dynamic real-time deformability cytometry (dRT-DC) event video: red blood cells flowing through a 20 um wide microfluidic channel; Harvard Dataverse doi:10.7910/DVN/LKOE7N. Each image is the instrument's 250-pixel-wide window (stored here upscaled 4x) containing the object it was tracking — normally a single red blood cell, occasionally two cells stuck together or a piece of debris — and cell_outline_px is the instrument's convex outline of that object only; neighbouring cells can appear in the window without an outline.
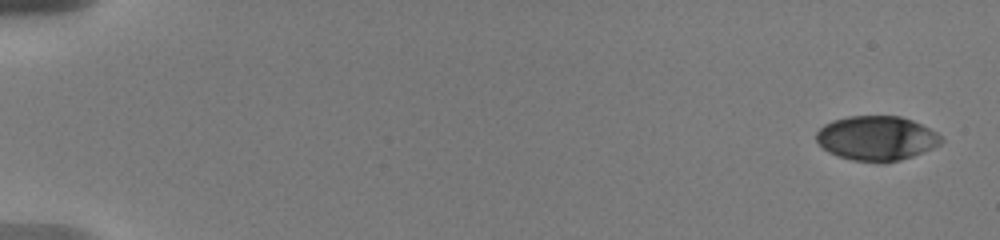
{"species": "human", "species_latin": "Homo sapiens", "temperature_condition": "warm", "stored_images_in_passage": 12, "camera_frame_rate_fps": 3000, "um_per_image_px": 0.085, "donor": {"sex": "male"}, "frame": {"image": 1, "passage_image": 1, "time_ms": 0.0, "image_size_px": [1000, 240], "cell_outline_px": [[944, 140], [940, 144], [932, 148], [912, 156], [900, 160], [884, 164], [880, 164], [852, 160], [828, 152], [816, 140], [816, 132], [824, 124], [832, 120], [848, 116], [900, 116], [912, 120], [936, 132]], "centroid_in_image_um": [74.49, 11.76], "position_along_channel_um": 10.5, "area_um2": 32.54}}
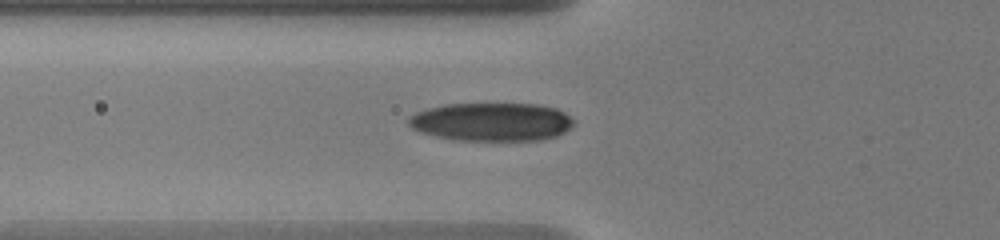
{"frame": {"image": 2, "passage_image": 9, "time_ms": 6.667, "image_size_px": [1000, 240], "cell_outline_px": [[572, 124], [564, 132], [556, 136], [540, 140], [456, 140], [436, 136], [420, 132], [412, 128], [408, 124], [408, 116], [416, 112], [428, 108], [444, 104], [536, 104], [556, 108], [564, 112], [572, 120]], "centroid_in_image_um": [41.74, 10.35], "position_along_channel_um": 84.1, "area_um2": 36.76}}
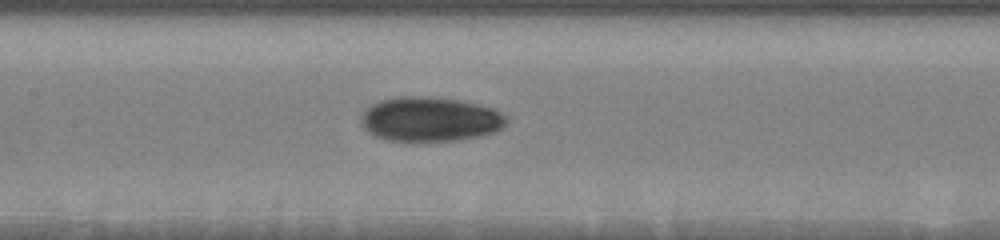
{"frame": {"image": 3, "passage_image": 12, "time_ms": 9.0, "image_size_px": [1000, 240], "cell_outline_px": [[508, 124], [504, 128], [496, 132], [480, 136], [460, 140], [412, 144], [384, 140], [368, 132], [360, 124], [360, 116], [372, 104], [380, 100], [400, 96], [432, 96], [460, 100], [480, 104], [496, 108], [508, 116]], "centroid_in_image_um": [36.6, 10.17], "position_along_channel_um": 170.8, "area_um2": 39.36}}